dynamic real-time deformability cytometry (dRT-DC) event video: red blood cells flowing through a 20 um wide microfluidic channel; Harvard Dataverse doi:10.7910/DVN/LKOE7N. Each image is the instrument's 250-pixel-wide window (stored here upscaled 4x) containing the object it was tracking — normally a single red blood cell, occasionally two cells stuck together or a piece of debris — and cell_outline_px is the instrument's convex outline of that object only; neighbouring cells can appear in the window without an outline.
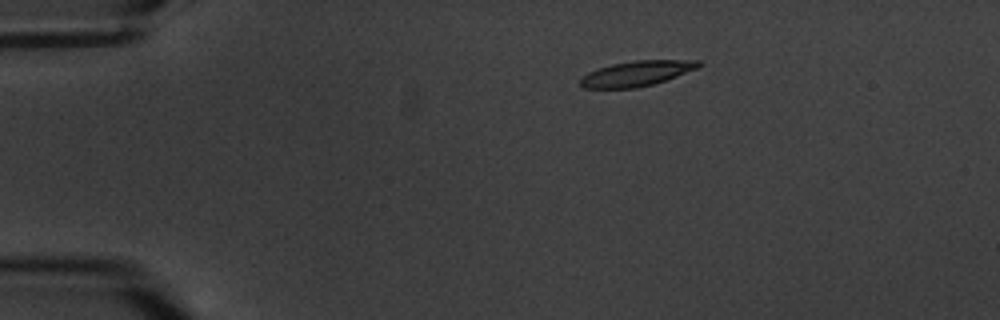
{"species": "common noctule bat (a hibernating species)", "species_latin": "Nyctalus noctula", "temperature_condition": "warm", "stored_images_in_passage": 13, "camera_frame_rate_fps": 3000, "um_per_image_px": 0.085, "animal": {"sex": "male", "body_mass_g": 20.1, "forearm_length_mm": 53.5}, "frame": {"image": 1, "passage_image": 1, "time_ms": 0.0, "image_size_px": [1000, 320], "cell_outline_px": [[704, 64], [696, 68], [676, 76], [652, 84], [636, 88], [584, 88], [580, 84], [580, 76], [588, 72], [612, 64], [636, 60], [700, 60]], "centroid_in_image_um": [54.1, 6.24], "position_along_channel_um": 30.9, "area_um2": 17.22}}
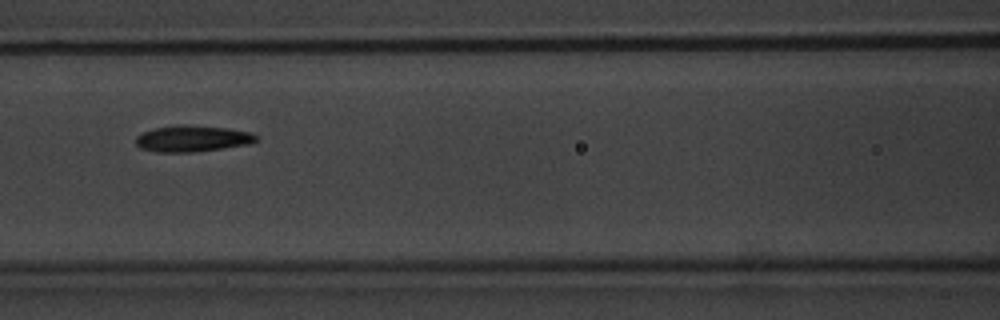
{"frame": {"image": 2, "passage_image": 5, "time_ms": 5.333, "image_size_px": [1000, 320], "cell_outline_px": [[260, 140], [248, 144], [224, 148], [192, 152], [156, 152], [140, 148], [136, 144], [136, 136], [144, 132], [156, 128], [180, 124], [184, 124], [228, 128], [252, 132]], "centroid_in_image_um": [16.38, 11.78], "position_along_channel_um": 150.2, "area_um2": 18.5}}
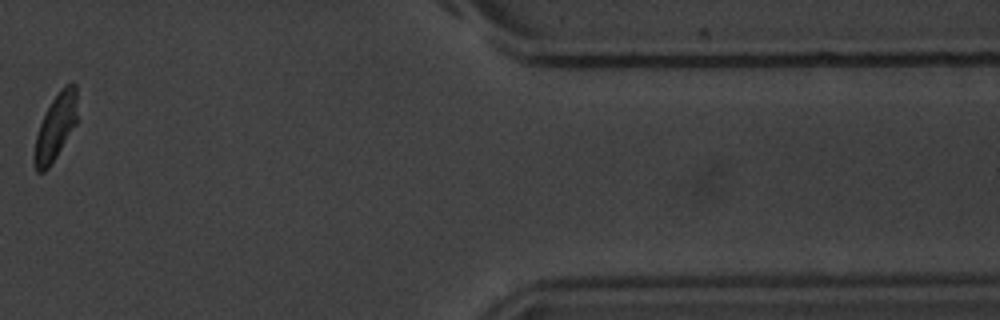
{"frame": {"image": 3, "passage_image": 12, "time_ms": 14.333, "image_size_px": [1000, 320], "cell_outline_px": [[76, 124], [56, 156], [48, 168], [44, 172], [36, 172], [32, 160], [32, 156], [36, 136], [40, 124], [52, 100], [60, 88], [72, 80], [76, 84]], "centroid_in_image_um": [4.7, 10.81], "position_along_channel_um": 406.7, "area_um2": 16.47}, "authors_computed_cell_mechanics": {"area_um2": 17.9758, "velocity_mm_per_s": 3.3375, "shape_relaxation_time_tau1_ms": 1.9956, "shape_relaxation_time_tau2_ms": 2.8415, "deformation_change_tau1": 0.0927, "deformation_change_tau2": 0.0672}}